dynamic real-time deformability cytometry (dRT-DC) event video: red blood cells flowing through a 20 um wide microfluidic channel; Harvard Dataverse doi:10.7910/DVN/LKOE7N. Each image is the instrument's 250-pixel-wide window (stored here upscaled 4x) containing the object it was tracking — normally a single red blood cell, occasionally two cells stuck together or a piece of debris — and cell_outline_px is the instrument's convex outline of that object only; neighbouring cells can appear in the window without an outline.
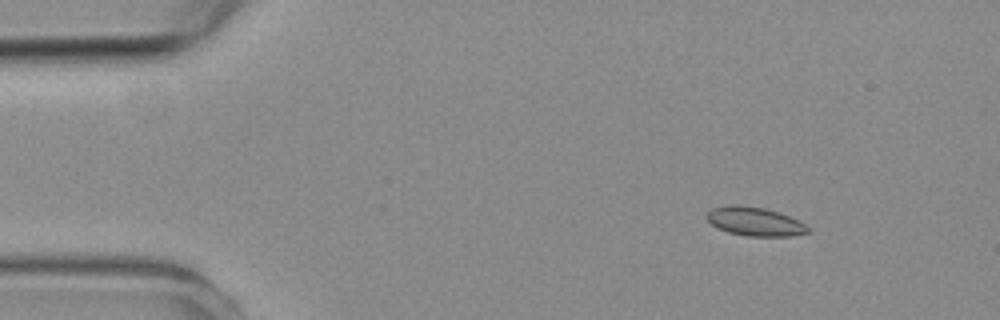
{"species": "common noctule bat (a hibernating species)", "species_latin": "Nyctalus noctula", "temperature_condition": "room temperature", "stored_images_in_passage": 9, "camera_frame_rate_fps": 3000, "um_per_image_px": 0.085, "animal": {"sex": "female", "body_mass_g": 19.3, "forearm_length_mm": 54.1}, "frame": {"image": 1, "passage_image": 1, "time_ms": 0.0, "image_size_px": [1000, 320], "cell_outline_px": [[808, 232], [792, 236], [748, 236], [728, 232], [716, 228], [704, 216], [712, 208], [728, 204], [740, 204], [764, 208], [780, 212], [804, 224], [808, 228]], "centroid_in_image_um": [64.09, 18.81], "position_along_channel_um": 20.9, "area_um2": 16.99}}
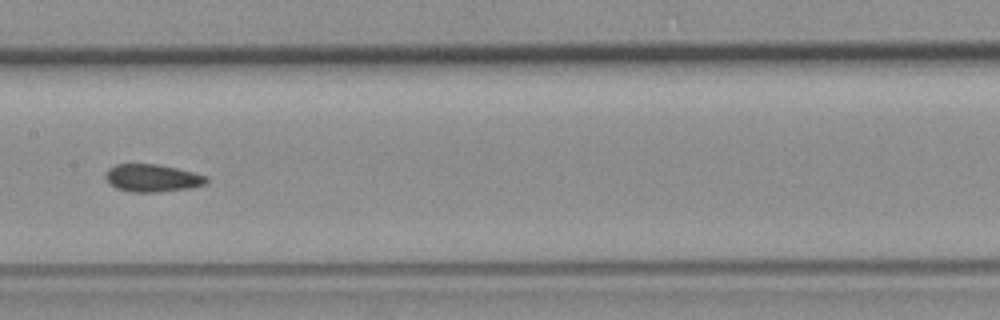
{"frame": {"image": 2, "passage_image": 6, "time_ms": 6.667, "image_size_px": [1000, 320], "cell_outline_px": [[208, 184], [192, 188], [156, 192], [132, 192], [116, 188], [108, 184], [104, 176], [108, 168], [116, 164], [156, 164], [176, 168], [208, 176]], "centroid_in_image_um": [12.94, 15.14], "position_along_channel_um": 194.5, "area_um2": 16.42}}
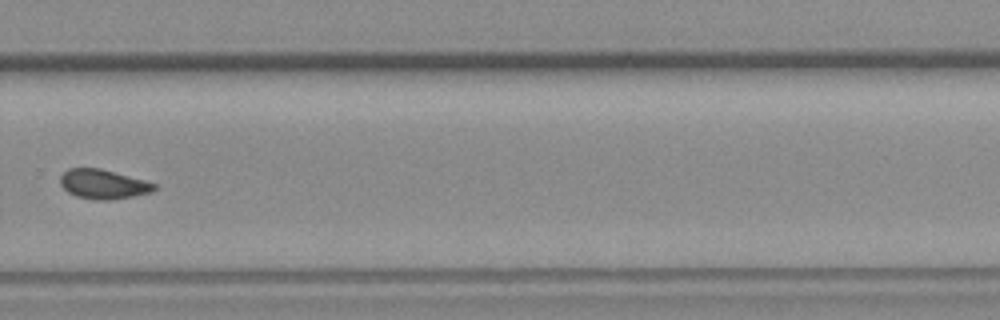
{"frame": {"image": 3, "passage_image": 9, "time_ms": 10.0, "image_size_px": [1000, 320], "cell_outline_px": [[156, 188], [152, 192], [132, 196], [108, 200], [96, 200], [76, 196], [68, 192], [60, 184], [60, 176], [68, 168], [100, 168], [144, 180], [156, 184]], "centroid_in_image_um": [8.75, 15.65], "position_along_channel_um": 321.0, "area_um2": 16.01}}